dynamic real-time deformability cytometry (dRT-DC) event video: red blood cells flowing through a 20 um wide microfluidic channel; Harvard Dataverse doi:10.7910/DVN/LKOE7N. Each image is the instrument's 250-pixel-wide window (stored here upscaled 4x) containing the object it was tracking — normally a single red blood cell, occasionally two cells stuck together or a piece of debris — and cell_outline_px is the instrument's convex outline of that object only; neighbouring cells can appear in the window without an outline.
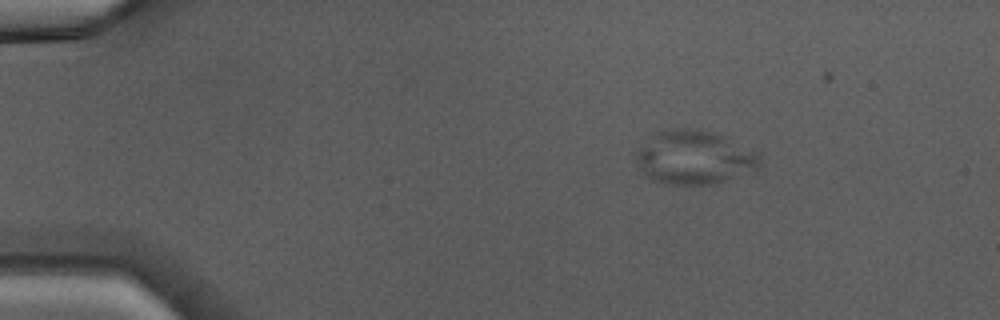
{"species": "Egyptian fruit bat (a non-hibernating species)", "species_latin": "Rousettus aegyptiacus", "temperature_condition": "warm", "stored_images_in_passage": 39, "camera_frame_rate_fps": 3000, "um_per_image_px": 0.085, "animal": {"sex": "male"}, "frame": {"image": 1, "passage_image": 1, "time_ms": 0.0, "image_size_px": [1000, 320], "cell_outline_px": [[764, 164], [756, 172], [712, 184], [664, 184], [652, 180], [644, 176], [636, 160], [636, 148], [656, 128], [696, 128], [712, 132], [724, 136], [756, 152], [760, 156]], "centroid_in_image_um": [58.99, 13.36], "position_along_channel_um": 26.0, "area_um2": 39.94}}
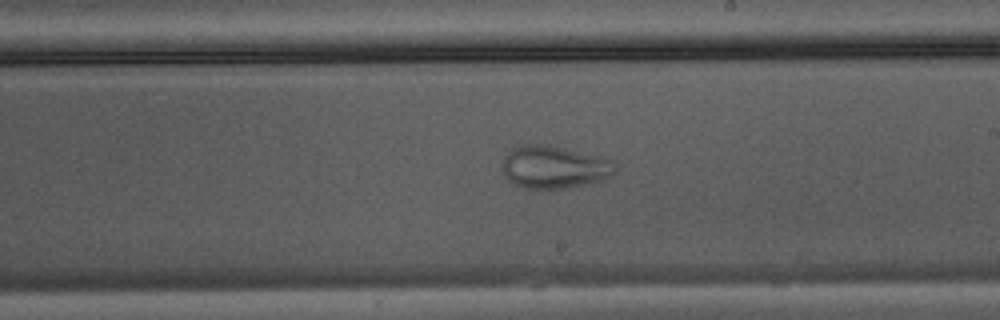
{"frame": {"image": 2, "passage_image": 21, "time_ms": 6.667, "image_size_px": [1000, 320], "cell_outline_px": [[616, 172], [604, 180], [564, 188], [524, 188], [512, 184], [504, 176], [500, 164], [504, 156], [512, 144], [548, 144], [612, 160], [616, 164]], "centroid_in_image_um": [47.02, 14.18], "position_along_channel_um": 242.0, "area_um2": 28.5}}
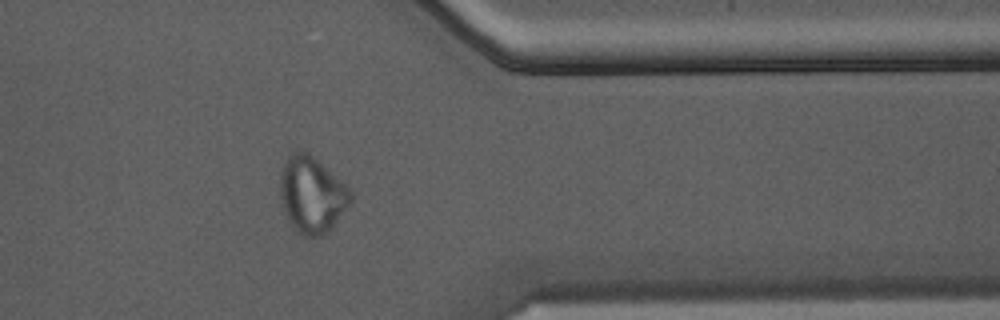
{"frame": {"image": 3, "passage_image": 31, "time_ms": 10.0, "image_size_px": [1000, 320], "cell_outline_px": [[352, 200], [336, 220], [320, 236], [304, 236], [288, 220], [280, 196], [280, 172], [288, 156], [296, 152], [308, 152], [340, 180], [352, 192]], "centroid_in_image_um": [26.48, 16.52], "position_along_channel_um": 384.9, "area_um2": 30.23}}